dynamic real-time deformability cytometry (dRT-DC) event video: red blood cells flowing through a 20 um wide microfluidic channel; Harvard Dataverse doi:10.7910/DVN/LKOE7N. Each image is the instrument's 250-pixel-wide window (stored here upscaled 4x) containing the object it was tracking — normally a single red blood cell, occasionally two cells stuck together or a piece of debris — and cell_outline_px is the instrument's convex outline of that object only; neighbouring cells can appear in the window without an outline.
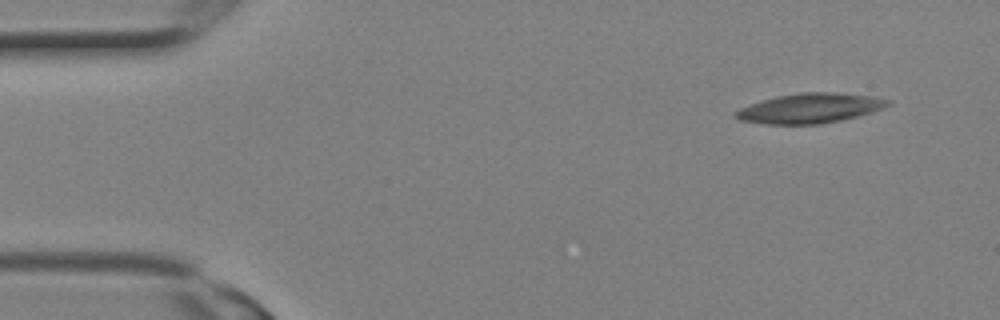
{"species": "Egyptian fruit bat (a non-hibernating species)", "species_latin": "Rousettus aegyptiacus", "temperature_condition": "room temperature", "stored_images_in_passage": 2, "camera_frame_rate_fps": 3000, "um_per_image_px": 0.085, "animal": {"sex": "female"}, "frame": {"image": 1, "passage_image": 1, "time_ms": 0.0, "image_size_px": [1000, 320], "cell_outline_px": [[892, 104], [872, 112], [840, 120], [820, 124], [764, 124], [740, 120], [732, 116], [732, 112], [740, 108], [776, 96], [800, 92], [836, 92], [872, 96], [892, 100]], "centroid_in_image_um": [68.84, 9.2], "position_along_channel_um": 16.2, "area_um2": 26.47}}